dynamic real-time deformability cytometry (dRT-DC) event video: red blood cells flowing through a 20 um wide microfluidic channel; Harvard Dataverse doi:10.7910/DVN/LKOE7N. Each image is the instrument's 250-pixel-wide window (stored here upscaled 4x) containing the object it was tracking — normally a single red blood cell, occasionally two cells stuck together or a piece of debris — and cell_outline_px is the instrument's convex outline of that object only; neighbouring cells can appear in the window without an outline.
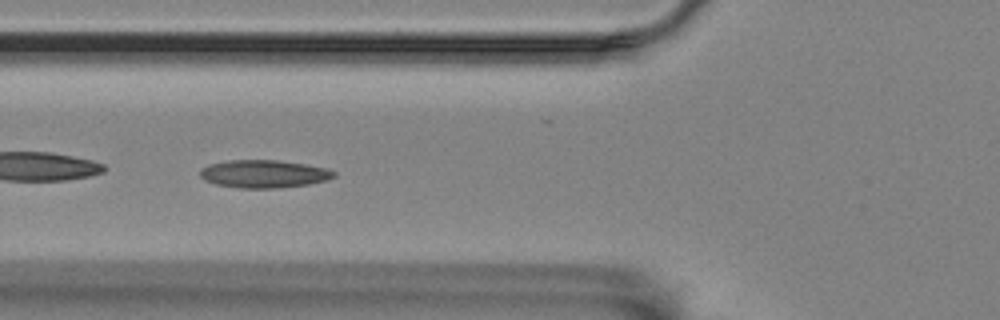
{"species": "Egyptian fruit bat (a non-hibernating species)", "species_latin": "Rousettus aegyptiacus", "temperature_condition": "room temperature", "stored_images_in_passage": 48, "camera_frame_rate_fps": 3000, "um_per_image_px": 0.085, "animal": {"sex": "female"}, "frame": {"image": 1, "passage_image": 12, "time_ms": 3.667, "image_size_px": [1000, 320], "cell_outline_px": [[336, 176], [328, 180], [308, 184], [280, 188], [240, 188], [216, 184], [204, 180], [200, 176], [200, 168], [208, 164], [228, 160], [276, 160], [304, 164], [328, 168], [336, 172]], "centroid_in_image_um": [22.43, 14.78], "position_along_channel_um": 103.4, "area_um2": 21.85}}
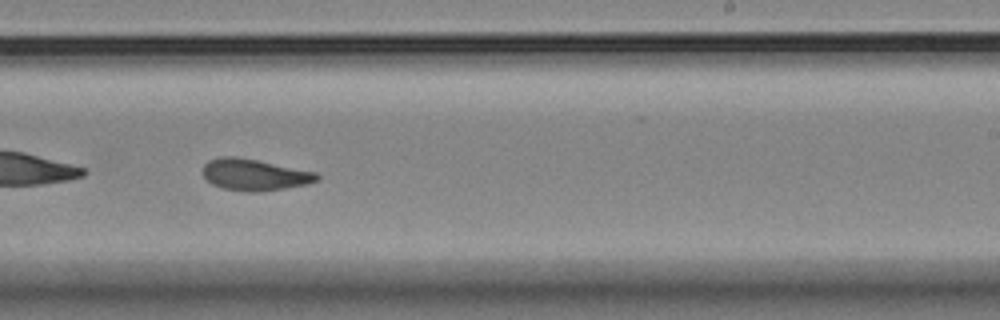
{"frame": {"image": 2, "passage_image": 26, "time_ms": 8.333, "image_size_px": [1000, 320], "cell_outline_px": [[320, 180], [308, 184], [260, 192], [244, 192], [224, 188], [212, 184], [204, 176], [204, 164], [208, 160], [220, 156], [236, 156], [316, 172], [320, 176]], "centroid_in_image_um": [21.64, 14.85], "position_along_channel_um": 267.4, "area_um2": 20.92}}
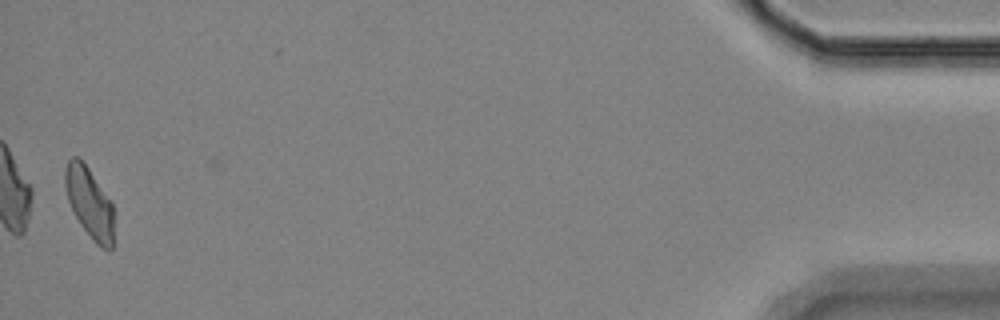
{"frame": {"image": 3, "passage_image": 47, "time_ms": 15.333, "image_size_px": [1000, 320], "cell_outline_px": [[112, 248], [108, 252], [96, 244], [80, 224], [68, 200], [64, 184], [64, 168], [68, 160], [72, 156], [76, 156], [88, 168], [112, 204]], "centroid_in_image_um": [7.57, 17.23], "position_along_channel_um": 427.6, "area_um2": 19.59}, "authors_computed_cell_mechanics": {"area_um2": 20.9236, "velocity_mm_per_s": 3.5133, "shape_relaxation_time_tau1_ms": null, "shape_relaxation_time_tau2_ms": 2.9988, "deformation_change_tau1": null, "deformation_change_tau2": 0.0897}}